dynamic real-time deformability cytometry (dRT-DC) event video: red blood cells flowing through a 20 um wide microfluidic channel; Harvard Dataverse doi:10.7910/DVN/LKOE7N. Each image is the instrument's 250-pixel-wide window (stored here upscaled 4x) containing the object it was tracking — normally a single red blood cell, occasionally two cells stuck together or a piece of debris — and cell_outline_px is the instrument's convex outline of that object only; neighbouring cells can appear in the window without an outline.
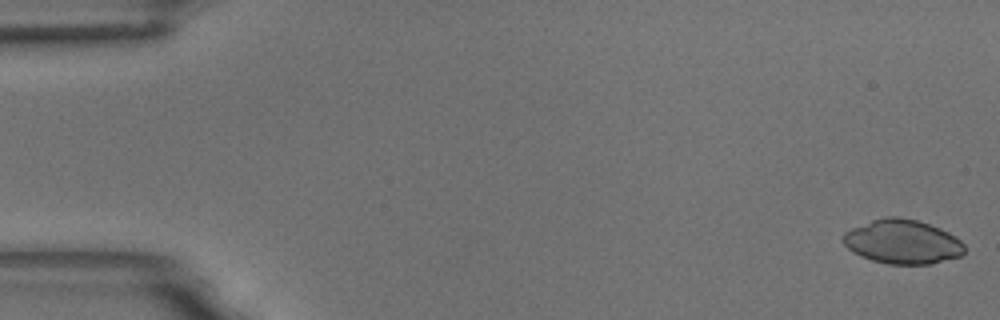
{"species": "common noctule bat (a hibernating species)", "species_latin": "Nyctalus noctula", "temperature_condition": "room temperature", "stored_images_in_passage": 60, "camera_frame_rate_fps": 3000, "um_per_image_px": 0.085, "animal": {"sex": "male", "body_mass_g": 18.8}, "frame": {"image": 1, "passage_image": 2, "time_ms": 0.333, "image_size_px": [1000, 320], "cell_outline_px": [[964, 252], [960, 256], [932, 264], [888, 264], [872, 260], [860, 256], [852, 252], [840, 240], [844, 232], [852, 228], [872, 220], [884, 216], [900, 216], [916, 220], [940, 228], [948, 232], [960, 240], [964, 244]], "centroid_in_image_um": [76.68, 20.55], "position_along_channel_um": 8.3, "area_um2": 31.39}}